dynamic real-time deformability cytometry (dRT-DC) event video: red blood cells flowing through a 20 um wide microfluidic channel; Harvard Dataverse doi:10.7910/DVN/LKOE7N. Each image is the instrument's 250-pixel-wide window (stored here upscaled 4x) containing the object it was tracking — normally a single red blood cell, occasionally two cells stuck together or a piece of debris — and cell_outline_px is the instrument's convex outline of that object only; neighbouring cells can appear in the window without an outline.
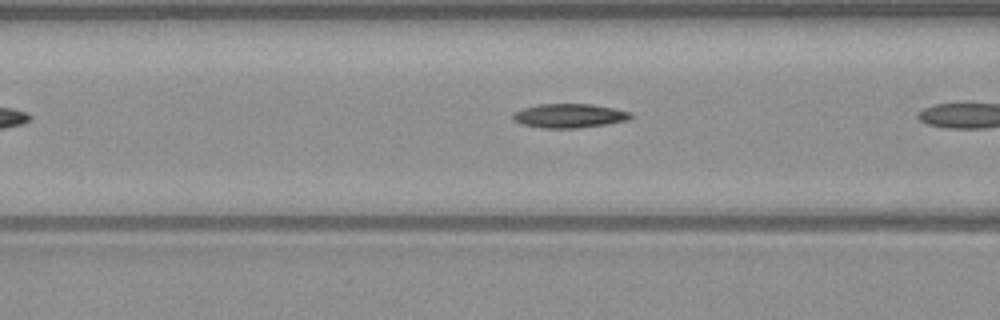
{"species": "common noctule bat (a hibernating species)", "species_latin": "Nyctalus noctula", "temperature_condition": "warm", "stored_images_in_passage": 6, "camera_frame_rate_fps": 3000, "um_per_image_px": 0.085, "animal": {"sex": "male", "body_mass_g": 23.1, "forearm_length_mm": 52.7}, "frame": {"image": 1, "passage_image": 5, "time_ms": 1.333, "image_size_px": [1000, 320], "cell_outline_px": [[632, 116], [628, 120], [608, 124], [580, 128], [540, 128], [520, 124], [512, 120], [512, 112], [536, 104], [592, 104], [616, 108], [632, 112]], "centroid_in_image_um": [48.37, 9.84], "position_along_channel_um": 118.2, "area_um2": 16.88}}